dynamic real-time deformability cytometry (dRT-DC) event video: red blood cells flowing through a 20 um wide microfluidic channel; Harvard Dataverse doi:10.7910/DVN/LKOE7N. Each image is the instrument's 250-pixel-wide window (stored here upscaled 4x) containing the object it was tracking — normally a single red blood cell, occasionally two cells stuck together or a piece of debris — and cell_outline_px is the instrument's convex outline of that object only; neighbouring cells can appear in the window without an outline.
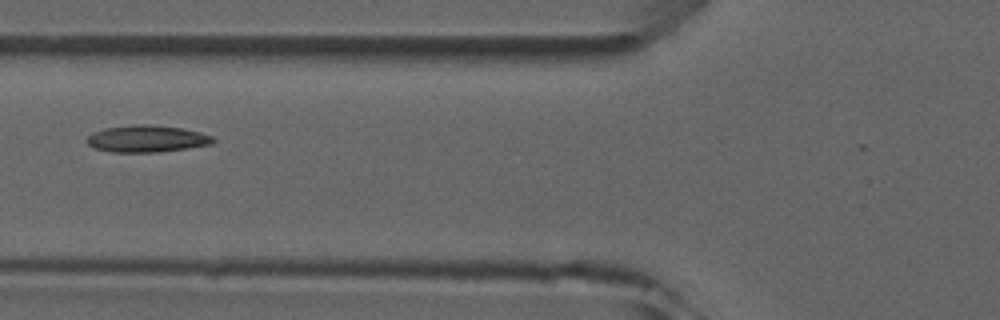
{"species": "common noctule bat (a hibernating species)", "species_latin": "Nyctalus noctula", "temperature_condition": "room temperature", "stored_images_in_passage": 3, "camera_frame_rate_fps": 3000, "um_per_image_px": 0.085, "animal": {"sex": "male", "forearm_length_mm": 52.5}, "frame": {"image": 1, "passage_image": 2, "time_ms": 1.333, "image_size_px": [1000, 320], "cell_outline_px": [[216, 140], [212, 144], [156, 152], [112, 152], [96, 148], [88, 144], [88, 136], [92, 132], [104, 128], [140, 124], [148, 124], [180, 128], [200, 132], [212, 136]], "centroid_in_image_um": [12.48, 11.79], "position_along_channel_um": 113.3, "area_um2": 19.48}}